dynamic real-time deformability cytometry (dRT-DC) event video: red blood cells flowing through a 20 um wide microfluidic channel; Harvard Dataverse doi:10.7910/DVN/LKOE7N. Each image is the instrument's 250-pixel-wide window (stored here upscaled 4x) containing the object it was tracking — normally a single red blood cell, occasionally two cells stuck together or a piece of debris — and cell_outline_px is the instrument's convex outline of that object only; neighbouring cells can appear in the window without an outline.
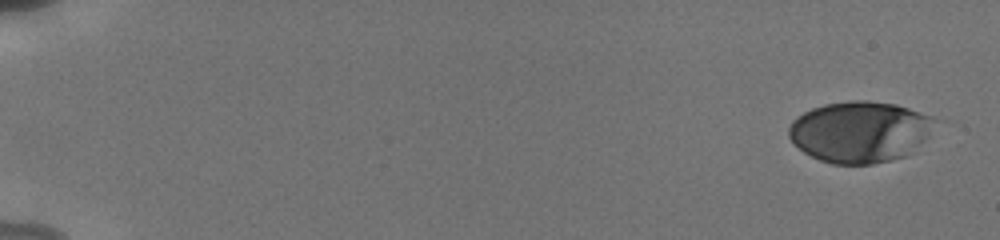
{"species": "human", "species_latin": "Homo sapiens", "temperature_condition": "cold", "stored_images_in_passage": 17, "camera_frame_rate_fps": 3000, "um_per_image_px": 0.085, "donor": {"sex": "male"}, "frame": {"image": 1, "passage_image": 1, "time_ms": 0.0, "image_size_px": [1000, 240], "cell_outline_px": [[936, 120], [924, 140], [908, 156], [892, 160], [872, 164], [832, 164], [820, 160], [804, 152], [788, 136], [788, 128], [792, 120], [796, 116], [812, 108], [824, 104], [852, 100], [868, 100], [896, 104], [932, 116]], "centroid_in_image_um": [73.08, 11.2], "position_along_channel_um": 11.9, "area_um2": 52.19}}
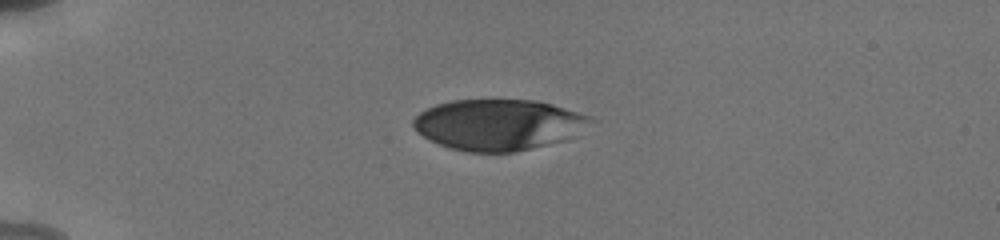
{"frame": {"image": 2, "passage_image": 11, "time_ms": 4.333, "image_size_px": [1000, 240], "cell_outline_px": [[596, 120], [564, 140], [516, 152], [468, 152], [452, 148], [440, 144], [424, 136], [412, 124], [412, 120], [420, 112], [436, 104], [452, 100], [536, 100], [552, 104], [588, 116]], "centroid_in_image_um": [42.35, 10.59], "position_along_channel_um": 42.6, "area_um2": 51.96}}